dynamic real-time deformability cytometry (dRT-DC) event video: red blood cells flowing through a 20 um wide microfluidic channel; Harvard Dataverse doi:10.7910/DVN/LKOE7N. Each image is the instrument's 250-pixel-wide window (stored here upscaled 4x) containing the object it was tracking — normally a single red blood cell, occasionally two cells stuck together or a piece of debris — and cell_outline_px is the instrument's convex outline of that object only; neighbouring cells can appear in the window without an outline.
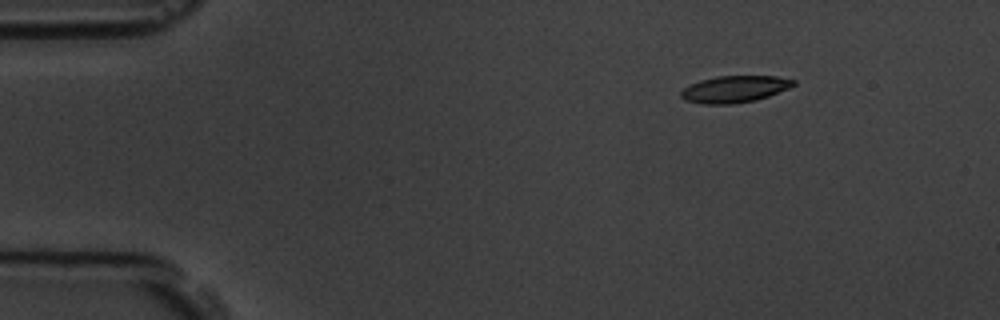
{"species": "common noctule bat (a hibernating species)", "species_latin": "Nyctalus noctula", "temperature_condition": "room temperature", "stored_images_in_passage": 8, "camera_frame_rate_fps": 3000, "um_per_image_px": 0.085, "animal": {"sex": "male", "body_mass_g": 19.5, "forearm_length_mm": 54.6}, "frame": {"image": 1, "passage_image": 2, "time_ms": 2.0, "image_size_px": [1000, 320], "cell_outline_px": [[796, 84], [788, 88], [768, 96], [756, 100], [732, 104], [704, 104], [684, 100], [680, 96], [680, 92], [684, 88], [700, 80], [716, 76], [776, 76], [796, 80]], "centroid_in_image_um": [62.43, 7.57], "position_along_channel_um": 22.6, "area_um2": 17.51}}
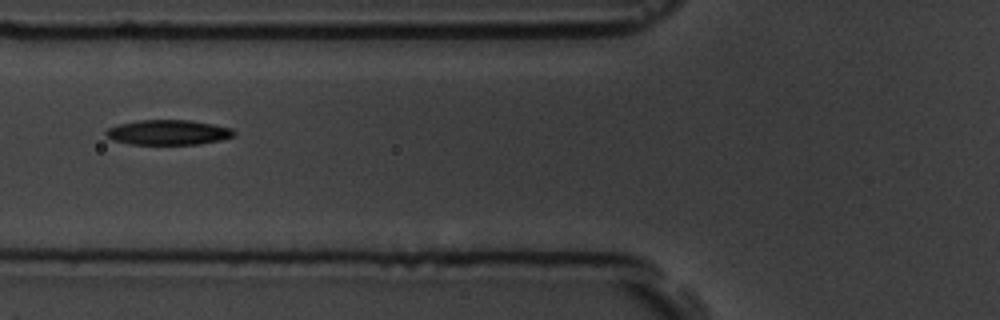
{"frame": {"image": 2, "passage_image": 6, "time_ms": 6.667, "image_size_px": [1000, 320], "cell_outline_px": [[236, 136], [220, 140], [200, 144], [132, 144], [112, 140], [104, 132], [108, 128], [120, 124], [140, 120], [192, 120], [232, 128], [236, 132]], "centroid_in_image_um": [14.34, 11.25], "position_along_channel_um": 111.5, "area_um2": 18.61}}
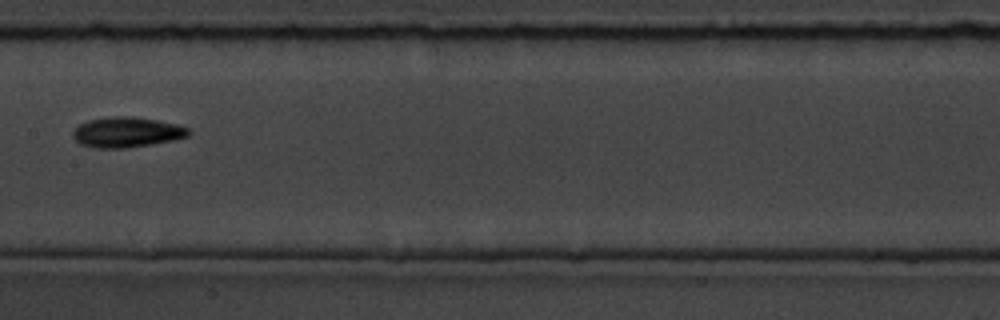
{"frame": {"image": 3, "passage_image": 8, "time_ms": 9.0, "image_size_px": [1000, 320], "cell_outline_px": [[192, 132], [188, 136], [172, 140], [128, 148], [96, 148], [80, 144], [72, 136], [72, 132], [80, 124], [88, 120], [112, 116], [132, 116], [156, 120], [176, 124], [188, 128]], "centroid_in_image_um": [10.76, 11.24], "position_along_channel_um": 196.6, "area_um2": 20.35}}